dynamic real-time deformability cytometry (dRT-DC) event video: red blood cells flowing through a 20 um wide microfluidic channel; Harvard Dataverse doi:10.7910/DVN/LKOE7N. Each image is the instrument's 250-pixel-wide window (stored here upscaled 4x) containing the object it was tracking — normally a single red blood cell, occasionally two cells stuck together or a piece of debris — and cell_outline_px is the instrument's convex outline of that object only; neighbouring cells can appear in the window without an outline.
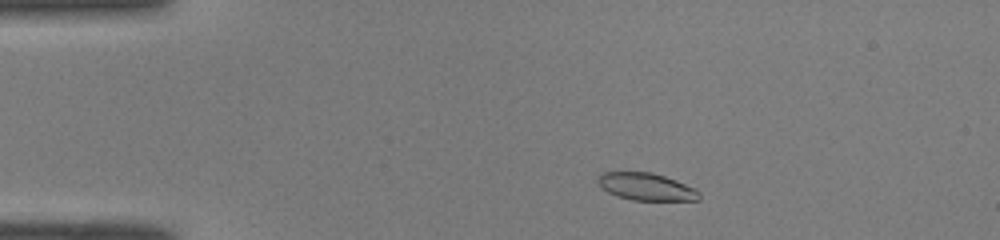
{"species": "common noctule bat (a hibernating species)", "species_latin": "Nyctalus noctula", "temperature_condition": "room temperature", "stored_images_in_passage": 45, "camera_frame_rate_fps": 3000, "um_per_image_px": 0.085, "animal": {"sex": "male", "body_mass_g": 19.0, "forearm_length_mm": 50.8}, "frame": {"image": 1, "passage_image": 4, "time_ms": 1.0, "image_size_px": [1000, 240], "cell_outline_px": [[700, 200], [632, 200], [616, 196], [600, 188], [596, 180], [600, 172], [652, 172], [676, 180], [696, 188], [700, 192]], "centroid_in_image_um": [54.9, 15.87], "position_along_channel_um": 30.1, "area_um2": 16.36}}
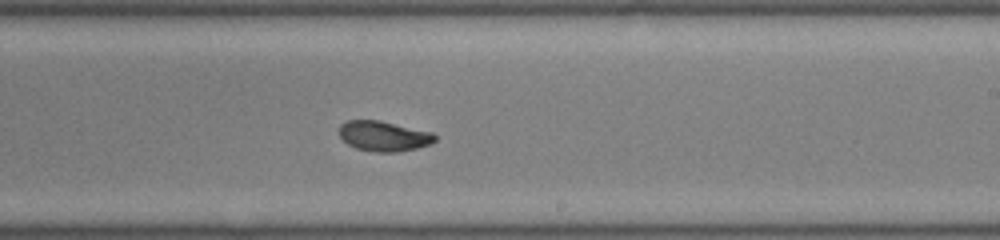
{"frame": {"image": 2, "passage_image": 25, "time_ms": 8.0, "image_size_px": [1000, 240], "cell_outline_px": [[436, 140], [428, 144], [416, 148], [396, 152], [372, 152], [356, 148], [348, 144], [340, 136], [340, 124], [348, 120], [380, 120], [432, 132], [436, 136]], "centroid_in_image_um": [32.61, 11.56], "position_along_channel_um": 256.4, "area_um2": 16.76}}
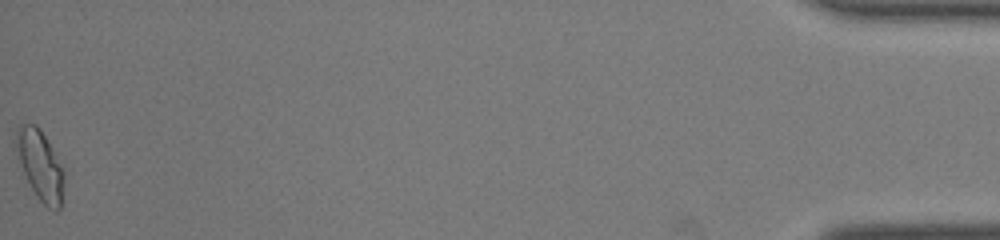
{"frame": {"image": 3, "passage_image": 45, "time_ms": 14.667, "image_size_px": [1000, 240], "cell_outline_px": [[64, 180], [60, 208], [56, 212], [48, 208], [36, 196], [20, 164], [12, 144], [12, 140], [16, 132], [24, 124], [36, 124], [40, 128], [52, 148], [60, 164], [64, 176]], "centroid_in_image_um": [3.38, 14.02], "position_along_channel_um": 431.8, "area_um2": 19.42}, "authors_computed_cell_mechanics": {"area_um2": 16.9932, "velocity_mm_per_s": 4.0658, "shape_relaxation_time_tau1_ms": 5.3182, "shape_relaxation_time_tau2_ms": 1.0674, "deformation_change_tau1": 0.1423, "deformation_change_tau2": 0.05}}